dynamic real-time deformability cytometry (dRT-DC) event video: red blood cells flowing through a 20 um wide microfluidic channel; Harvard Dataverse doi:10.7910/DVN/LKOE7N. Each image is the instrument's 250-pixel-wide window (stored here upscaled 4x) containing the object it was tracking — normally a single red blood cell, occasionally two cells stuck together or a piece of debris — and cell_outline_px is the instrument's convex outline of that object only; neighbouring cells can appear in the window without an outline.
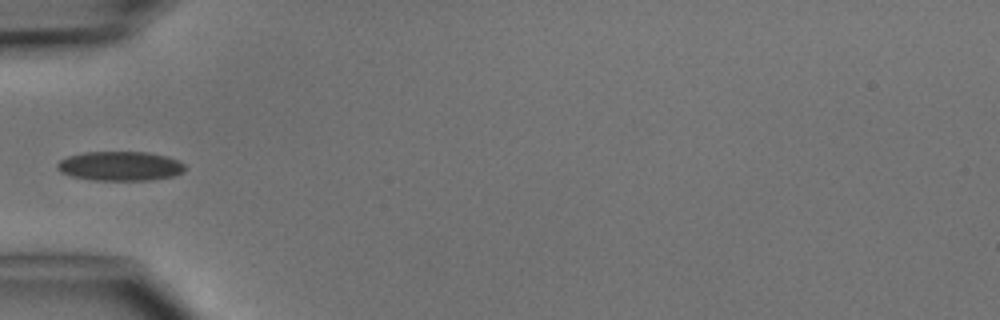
{"species": "common noctule bat (a hibernating species)", "species_latin": "Nyctalus noctula", "temperature_condition": "cold", "stored_images_in_passage": 4, "camera_frame_rate_fps": 3000, "um_per_image_px": 0.085, "animal": {"sex": "male", "body_mass_g": 15.6}, "frame": {"image": 1, "passage_image": 4, "time_ms": 3.333, "image_size_px": [1000, 320], "cell_outline_px": [[184, 172], [172, 176], [152, 180], [92, 180], [72, 176], [60, 172], [56, 168], [56, 164], [60, 160], [68, 156], [84, 152], [148, 152], [168, 156], [184, 164]], "centroid_in_image_um": [10.19, 14.11], "position_along_channel_um": 74.8, "area_um2": 21.91}}